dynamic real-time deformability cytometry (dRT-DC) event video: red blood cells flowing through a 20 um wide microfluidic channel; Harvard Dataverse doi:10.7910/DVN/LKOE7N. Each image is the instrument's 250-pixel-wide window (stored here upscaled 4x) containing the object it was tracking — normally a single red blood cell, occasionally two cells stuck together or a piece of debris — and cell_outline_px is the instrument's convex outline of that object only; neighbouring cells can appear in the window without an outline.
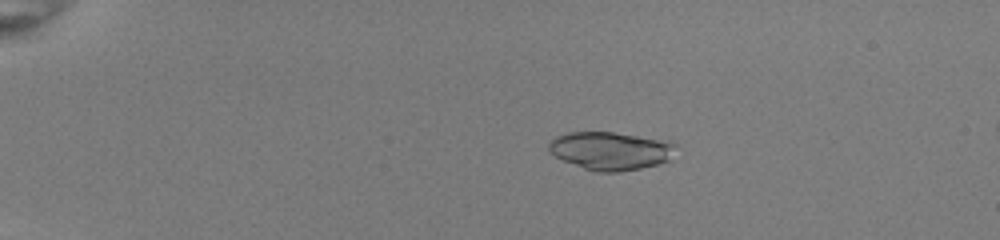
{"species": "common noctule bat (a hibernating species)", "species_latin": "Nyctalus noctula", "temperature_condition": "room temperature", "stored_images_in_passage": 53, "camera_frame_rate_fps": 3000, "um_per_image_px": 0.085, "animal": {"sex": "female", "body_mass_g": 22.0, "forearm_length_mm": 56.7}, "frame": {"image": 1, "passage_image": 12, "time_ms": 3.667, "image_size_px": [1000, 240], "cell_outline_px": [[676, 144], [668, 160], [656, 164], [640, 168], [620, 172], [596, 172], [584, 168], [564, 160], [548, 152], [548, 144], [556, 136], [568, 132], [612, 132], [668, 140]], "centroid_in_image_um": [51.87, 12.81], "position_along_channel_um": 33.1, "area_um2": 27.98}}